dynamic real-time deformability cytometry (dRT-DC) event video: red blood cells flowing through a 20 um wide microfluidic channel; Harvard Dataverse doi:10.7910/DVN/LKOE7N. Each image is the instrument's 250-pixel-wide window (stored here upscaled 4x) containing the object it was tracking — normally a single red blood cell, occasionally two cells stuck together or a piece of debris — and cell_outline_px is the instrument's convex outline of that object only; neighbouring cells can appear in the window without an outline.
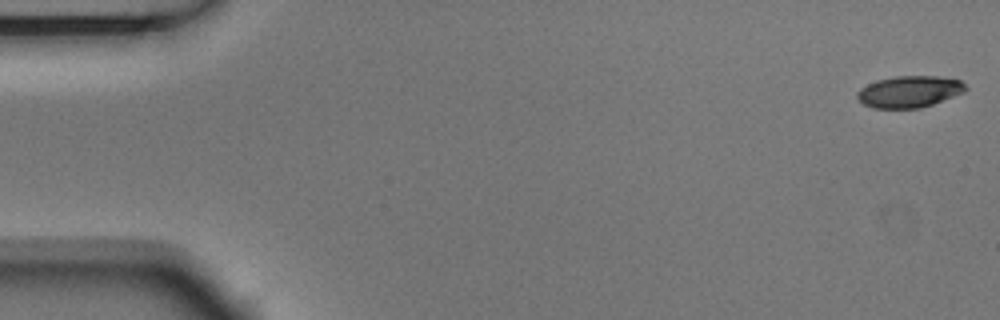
{"species": "Egyptian fruit bat (a non-hibernating species)", "species_latin": "Rousettus aegyptiacus", "temperature_condition": "room temperature", "stored_images_in_passage": 4, "camera_frame_rate_fps": 3000, "um_per_image_px": 0.085, "animal": {"sex": "male"}, "frame": {"image": 1, "passage_image": 1, "time_ms": 0.0, "image_size_px": [1000, 320], "cell_outline_px": [[968, 88], [964, 92], [932, 104], [920, 108], [872, 108], [864, 104], [856, 96], [856, 92], [860, 88], [876, 80], [896, 76], [936, 76], [960, 80]], "centroid_in_image_um": [77.27, 7.79], "position_along_channel_um": 7.7, "area_um2": 19.88}}